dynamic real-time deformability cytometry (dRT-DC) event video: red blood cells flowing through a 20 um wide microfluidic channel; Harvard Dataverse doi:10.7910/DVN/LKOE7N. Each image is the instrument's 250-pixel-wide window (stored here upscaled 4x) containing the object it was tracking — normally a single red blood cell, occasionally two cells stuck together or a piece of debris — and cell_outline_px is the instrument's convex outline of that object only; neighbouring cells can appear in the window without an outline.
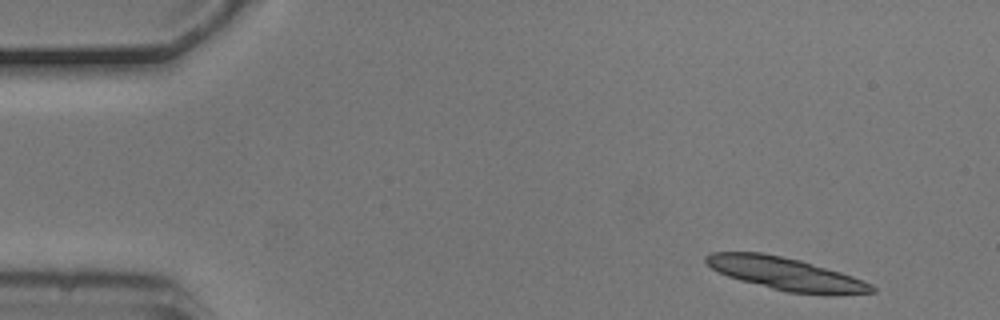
{"species": "common noctule bat (a hibernating species)", "species_latin": "Nyctalus noctula", "temperature_condition": "cold", "stored_images_in_passage": 5, "segment_of_instrument_passage": [1, 2], "camera_frame_rate_fps": 3000, "um_per_image_px": 0.085, "animal": {"sex": "male", "body_mass_g": 20.5, "forearm_length_mm": 52.5}, "frame": {"image": 1, "passage_image": 1, "time_ms": 0.0, "image_size_px": [1000, 320], "cell_outline_px": [[876, 292], [836, 296], [832, 296], [788, 292], [740, 280], [728, 276], [712, 268], [704, 260], [704, 256], [712, 252], [764, 252], [800, 260], [840, 272], [852, 276], [872, 284], [876, 288]], "centroid_in_image_um": [66.85, 23.29], "position_along_channel_um": 18.2, "area_um2": 31.67}}